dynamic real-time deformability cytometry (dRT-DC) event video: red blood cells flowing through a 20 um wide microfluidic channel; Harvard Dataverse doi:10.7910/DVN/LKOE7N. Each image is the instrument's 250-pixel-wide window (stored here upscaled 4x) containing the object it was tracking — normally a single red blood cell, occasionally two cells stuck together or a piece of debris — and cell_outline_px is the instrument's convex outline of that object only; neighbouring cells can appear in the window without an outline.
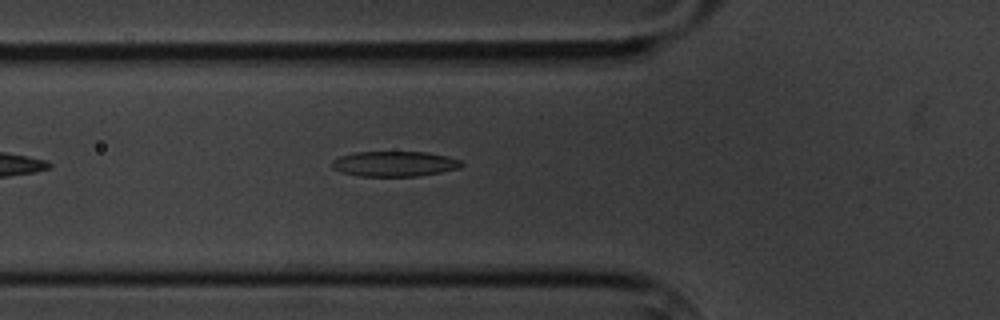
{"species": "common noctule bat (a hibernating species)", "species_latin": "Nyctalus noctula", "temperature_condition": "cold", "stored_images_in_passage": 4, "camera_frame_rate_fps": 3000, "um_per_image_px": 0.085, "animal": {"sex": "male", "body_mass_g": 20.1, "forearm_length_mm": 53.5}, "frame": {"image": 1, "passage_image": 4, "time_ms": 3.667, "image_size_px": [1000, 320], "cell_outline_px": [[464, 164], [460, 168], [440, 172], [416, 176], [360, 176], [340, 172], [332, 168], [332, 160], [340, 156], [352, 152], [428, 152], [448, 156], [460, 160]], "centroid_in_image_um": [33.52, 13.92], "position_along_channel_um": 92.3, "area_um2": 19.13}}